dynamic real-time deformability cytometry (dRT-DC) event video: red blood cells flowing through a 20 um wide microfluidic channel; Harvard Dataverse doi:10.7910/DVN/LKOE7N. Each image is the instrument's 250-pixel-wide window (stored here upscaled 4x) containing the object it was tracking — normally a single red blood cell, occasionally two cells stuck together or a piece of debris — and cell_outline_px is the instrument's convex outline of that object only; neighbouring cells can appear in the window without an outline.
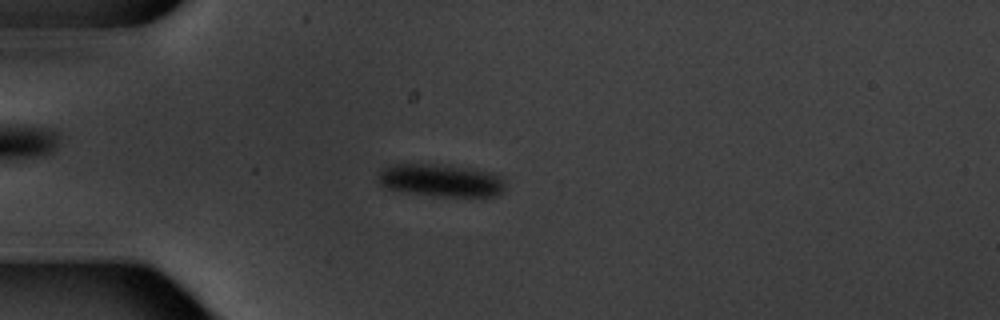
{"species": "common noctule bat (a hibernating species)", "species_latin": "Nyctalus noctula", "temperature_condition": "warm", "stored_images_in_passage": 8, "camera_frame_rate_fps": 3000, "um_per_image_px": 0.085, "animal": {"sex": "male", "body_mass_g": 20.1, "forearm_length_mm": 53.5}, "frame": {"image": 1, "passage_image": 4, "time_ms": 3.333, "image_size_px": [1000, 320], "cell_outline_px": [[504, 192], [496, 196], [436, 196], [408, 192], [388, 188], [380, 184], [380, 172], [388, 164], [436, 164], [496, 172], [500, 176], [504, 184]], "centroid_in_image_um": [37.52, 15.33], "position_along_channel_um": 47.5, "area_um2": 23.99}}